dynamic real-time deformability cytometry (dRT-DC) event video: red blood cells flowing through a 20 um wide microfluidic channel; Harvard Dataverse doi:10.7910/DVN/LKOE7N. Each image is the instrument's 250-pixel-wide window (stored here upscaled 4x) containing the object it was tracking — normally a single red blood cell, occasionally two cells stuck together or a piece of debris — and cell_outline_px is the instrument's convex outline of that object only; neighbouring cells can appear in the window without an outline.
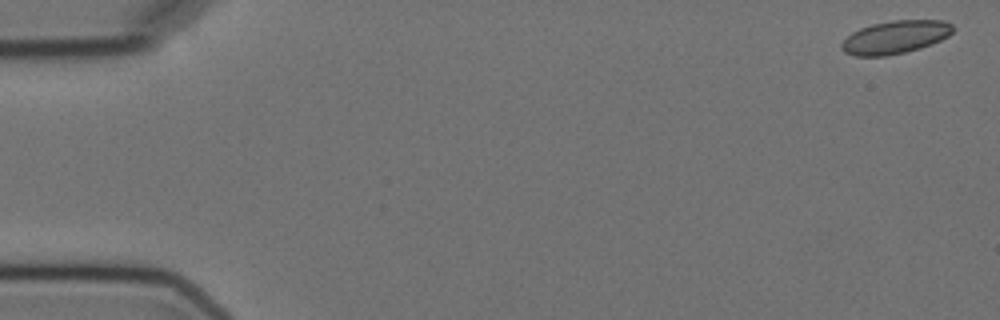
{"species": "Egyptian fruit bat (a non-hibernating species)", "species_latin": "Rousettus aegyptiacus", "temperature_condition": "cold", "stored_images_in_passage": 5, "camera_frame_rate_fps": 3000, "um_per_image_px": 0.085, "animal": {"sex": "female"}, "frame": {"image": 1, "passage_image": 1, "time_ms": 0.0, "image_size_px": [1000, 320], "cell_outline_px": [[956, 28], [948, 36], [940, 40], [920, 48], [904, 52], [884, 56], [856, 56], [844, 52], [840, 48], [840, 44], [852, 32], [860, 28], [872, 24], [892, 20], [944, 20], [952, 24]], "centroid_in_image_um": [76.1, 3.15], "position_along_channel_um": 8.9, "area_um2": 21.44}}
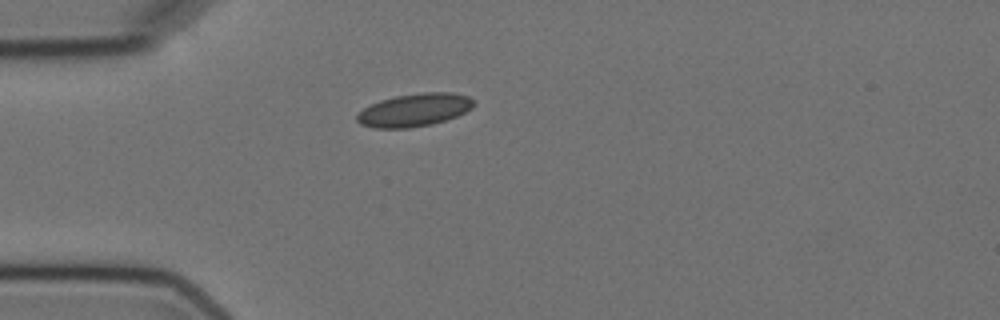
{"frame": {"image": 2, "passage_image": 5, "time_ms": 4.667, "image_size_px": [1000, 320], "cell_outline_px": [[476, 104], [472, 108], [456, 116], [432, 124], [408, 128], [372, 128], [360, 124], [356, 120], [356, 116], [364, 108], [380, 100], [396, 96], [420, 92], [452, 92], [468, 96], [476, 100]], "centroid_in_image_um": [35.24, 9.34], "position_along_channel_um": 49.8, "area_um2": 22.48}}